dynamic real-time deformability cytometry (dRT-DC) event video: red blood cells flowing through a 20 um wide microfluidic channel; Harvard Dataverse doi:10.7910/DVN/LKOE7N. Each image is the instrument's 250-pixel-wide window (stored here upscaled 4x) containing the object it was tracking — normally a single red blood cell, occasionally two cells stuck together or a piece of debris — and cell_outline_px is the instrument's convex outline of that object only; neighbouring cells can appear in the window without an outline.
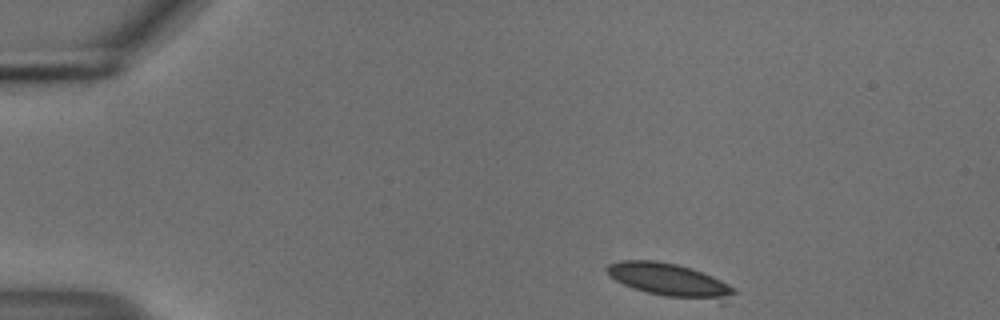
{"species": "common noctule bat (a hibernating species)", "species_latin": "Nyctalus noctula", "temperature_condition": "cold", "stored_images_in_passage": 8, "camera_frame_rate_fps": 3000, "um_per_image_px": 0.085, "animal": {"sex": "male", "body_mass_g": 18.8}, "frame": {"image": 1, "passage_image": 1, "time_ms": 0.0, "image_size_px": [1000, 320], "cell_outline_px": [[736, 292], [728, 304], [720, 304], [664, 296], [648, 292], [624, 284], [608, 276], [604, 268], [608, 264], [620, 260], [656, 260], [676, 264], [692, 268], [712, 276], [736, 288]], "centroid_in_image_um": [57.03, 23.86], "position_along_channel_um": 28.0, "area_um2": 25.49}}